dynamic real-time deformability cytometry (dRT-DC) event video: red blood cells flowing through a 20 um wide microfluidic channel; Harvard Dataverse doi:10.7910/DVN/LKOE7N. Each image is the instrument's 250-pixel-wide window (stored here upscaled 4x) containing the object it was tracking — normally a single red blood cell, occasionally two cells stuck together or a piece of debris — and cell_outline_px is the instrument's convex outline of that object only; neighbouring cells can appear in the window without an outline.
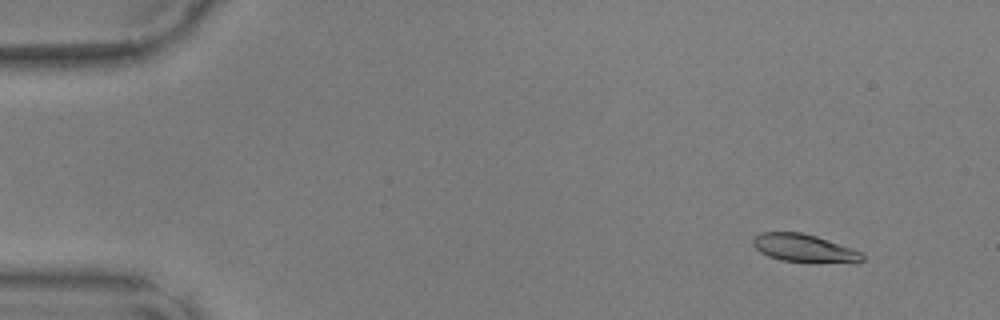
{"species": "common noctule bat (a hibernating species)", "species_latin": "Nyctalus noctula", "temperature_condition": "warm", "stored_images_in_passage": 14, "camera_frame_rate_fps": 3000, "um_per_image_px": 0.085, "animal": {"sex": "male", "body_mass_g": 17.9, "forearm_length_mm": 54.2}, "frame": {"image": 1, "passage_image": 4, "time_ms": 1.0, "image_size_px": [1000, 320], "cell_outline_px": [[864, 260], [860, 264], [852, 264], [780, 260], [768, 256], [760, 252], [752, 244], [752, 236], [760, 232], [800, 232], [816, 236], [852, 248], [860, 252], [864, 256]], "centroid_in_image_um": [68.39, 21.11], "position_along_channel_um": 16.6, "area_um2": 18.15}}